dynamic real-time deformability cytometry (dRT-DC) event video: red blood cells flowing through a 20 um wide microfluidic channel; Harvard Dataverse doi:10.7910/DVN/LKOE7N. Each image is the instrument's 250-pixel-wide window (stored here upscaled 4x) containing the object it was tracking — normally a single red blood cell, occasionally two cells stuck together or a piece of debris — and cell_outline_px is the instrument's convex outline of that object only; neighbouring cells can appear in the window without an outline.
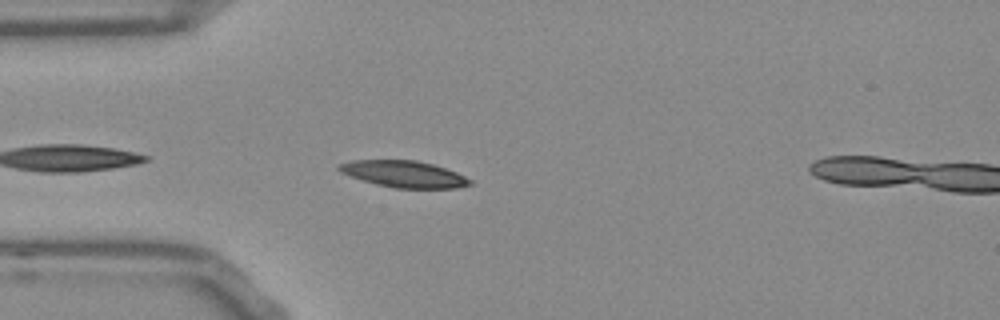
{"species": "Egyptian fruit bat (a non-hibernating species)", "species_latin": "Rousettus aegyptiacus", "temperature_condition": "room temperature", "stored_images_in_passage": 14, "camera_frame_rate_fps": 3000, "um_per_image_px": 0.085, "frame": {"image": 1, "passage_image": 3, "time_ms": 0.667, "image_size_px": [1000, 320], "cell_outline_px": [[472, 184], [456, 188], [392, 188], [376, 184], [340, 172], [336, 168], [336, 164], [352, 160], [416, 160], [432, 164], [456, 172], [472, 180]], "centroid_in_image_um": [34.31, 14.79], "position_along_channel_um": 50.7, "area_um2": 20.23}}
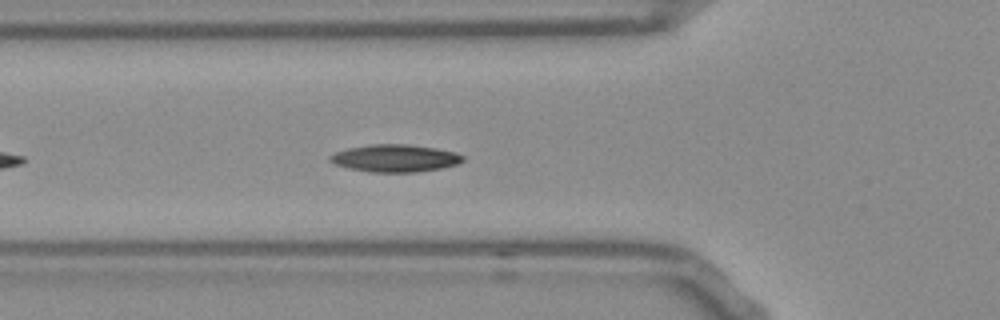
{"frame": {"image": 2, "passage_image": 7, "time_ms": 2.0, "image_size_px": [1000, 320], "cell_outline_px": [[464, 160], [456, 164], [440, 168], [416, 172], [372, 172], [348, 168], [336, 164], [328, 160], [328, 156], [336, 152], [348, 148], [368, 144], [408, 144], [436, 148], [456, 152], [464, 156]], "centroid_in_image_um": [33.57, 13.44], "position_along_channel_um": 92.2, "area_um2": 21.21}}